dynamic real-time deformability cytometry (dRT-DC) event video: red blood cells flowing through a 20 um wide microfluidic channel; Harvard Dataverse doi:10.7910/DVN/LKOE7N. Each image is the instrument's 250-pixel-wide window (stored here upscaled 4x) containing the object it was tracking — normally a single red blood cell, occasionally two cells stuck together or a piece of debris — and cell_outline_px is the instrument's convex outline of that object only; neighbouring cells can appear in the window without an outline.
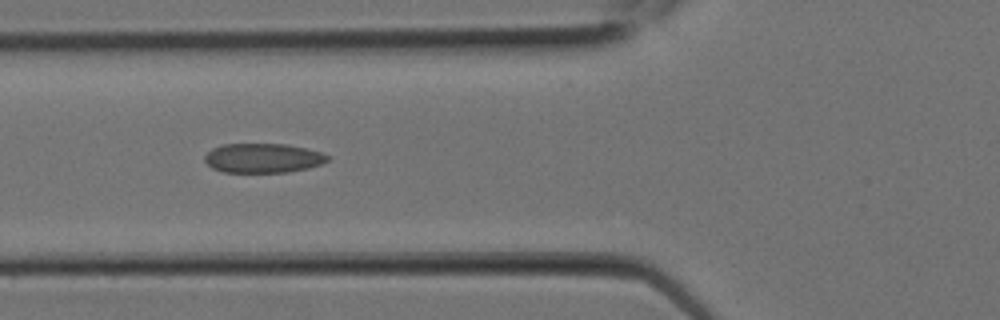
{"species": "Egyptian fruit bat (a non-hibernating species)", "species_latin": "Rousettus aegyptiacus", "temperature_condition": "room temperature", "stored_images_in_passage": 9, "camera_frame_rate_fps": 3000, "um_per_image_px": 0.085, "animal": {"sex": "female"}, "frame": {"image": 1, "passage_image": 8, "time_ms": 2.333, "image_size_px": [1000, 320], "cell_outline_px": [[332, 156], [328, 160], [320, 164], [308, 168], [288, 172], [224, 172], [212, 168], [204, 160], [204, 156], [212, 148], [220, 144], [288, 144], [320, 152]], "centroid_in_image_um": [22.34, 13.43], "position_along_channel_um": 103.5, "area_um2": 21.1}}
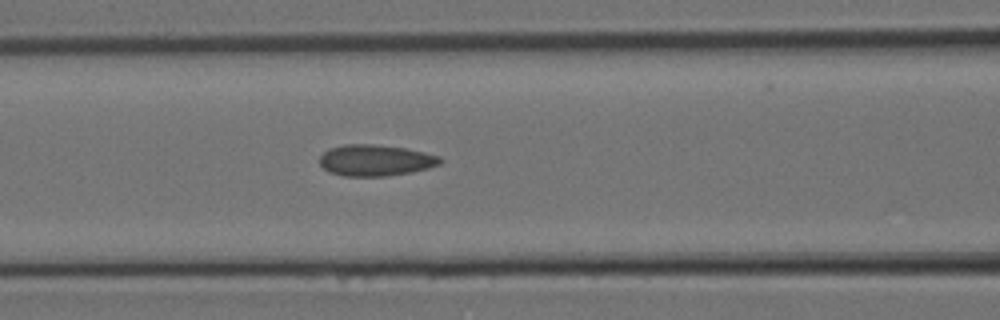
{"frame": {"image": 2, "passage_image": 9, "time_ms": 2.667, "image_size_px": [1000, 320], "cell_outline_px": [[444, 160], [440, 164], [428, 168], [412, 172], [384, 176], [344, 176], [328, 172], [320, 164], [320, 156], [328, 148], [344, 144], [372, 144], [404, 148], [424, 152], [440, 156]], "centroid_in_image_um": [31.91, 13.62], "position_along_channel_um": 134.7, "area_um2": 22.02}}